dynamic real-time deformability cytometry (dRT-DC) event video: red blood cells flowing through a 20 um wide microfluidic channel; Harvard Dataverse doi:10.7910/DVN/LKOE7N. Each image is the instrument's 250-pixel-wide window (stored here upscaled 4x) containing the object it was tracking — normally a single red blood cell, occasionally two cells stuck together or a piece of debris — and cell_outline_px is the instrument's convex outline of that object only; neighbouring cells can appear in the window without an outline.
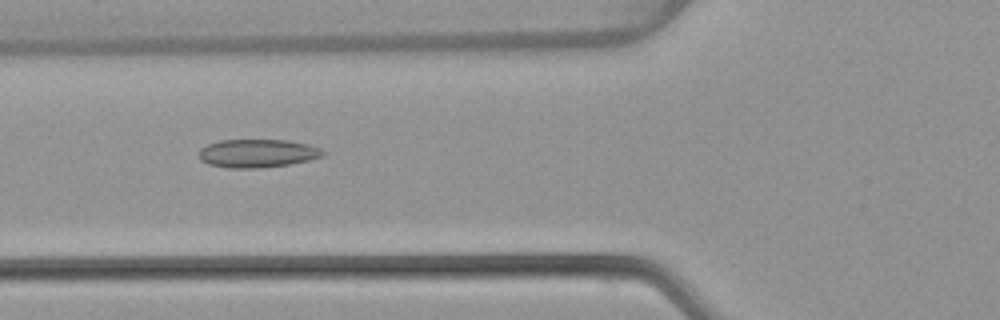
{"species": "common noctule bat (a hibernating species)", "species_latin": "Nyctalus noctula", "temperature_condition": "warm", "stored_images_in_passage": 43, "camera_frame_rate_fps": 3000, "um_per_image_px": 0.085, "animal": {"sex": "female", "body_mass_g": 22.7, "forearm_length_mm": 54.2}, "frame": {"image": 1, "passage_image": 10, "time_ms": 3.0, "image_size_px": [1000, 320], "cell_outline_px": [[328, 152], [324, 156], [308, 160], [288, 164], [260, 168], [228, 168], [208, 164], [200, 160], [200, 148], [208, 144], [220, 140], [288, 140], [308, 144], [320, 148]], "centroid_in_image_um": [21.91, 13.03], "position_along_channel_um": 103.9, "area_um2": 20.52}}
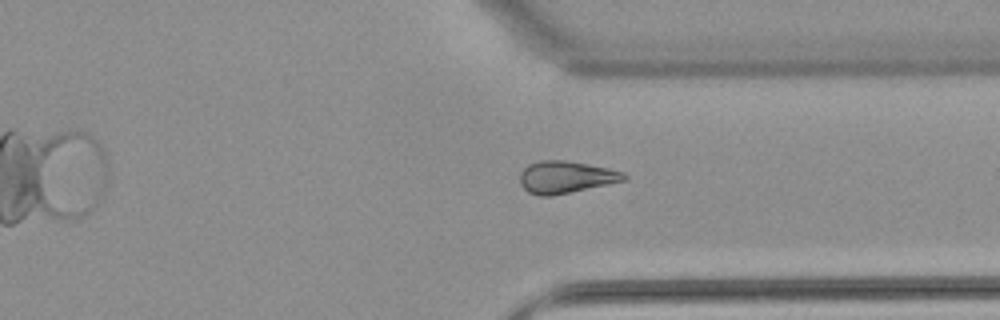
{"frame": {"image": 2, "passage_image": 30, "time_ms": 9.667, "image_size_px": [1000, 320], "cell_outline_px": [[628, 176], [624, 180], [608, 184], [552, 196], [540, 196], [528, 192], [520, 184], [520, 172], [528, 164], [540, 160], [564, 160], [588, 164], [608, 168], [624, 172]], "centroid_in_image_um": [48.07, 15.05], "position_along_channel_um": 363.3, "area_um2": 19.48}}
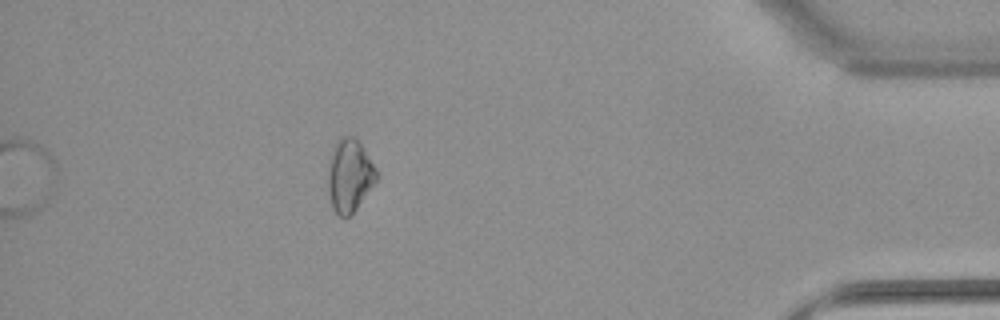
{"frame": {"image": 3, "passage_image": 37, "time_ms": 12.0, "image_size_px": [1000, 320], "cell_outline_px": [[376, 180], [352, 216], [344, 220], [332, 208], [328, 192], [328, 168], [332, 148], [336, 140], [340, 136], [356, 136], [364, 148], [376, 168]], "centroid_in_image_um": [29.69, 14.93], "position_along_channel_um": 405.5, "area_um2": 20.92}}